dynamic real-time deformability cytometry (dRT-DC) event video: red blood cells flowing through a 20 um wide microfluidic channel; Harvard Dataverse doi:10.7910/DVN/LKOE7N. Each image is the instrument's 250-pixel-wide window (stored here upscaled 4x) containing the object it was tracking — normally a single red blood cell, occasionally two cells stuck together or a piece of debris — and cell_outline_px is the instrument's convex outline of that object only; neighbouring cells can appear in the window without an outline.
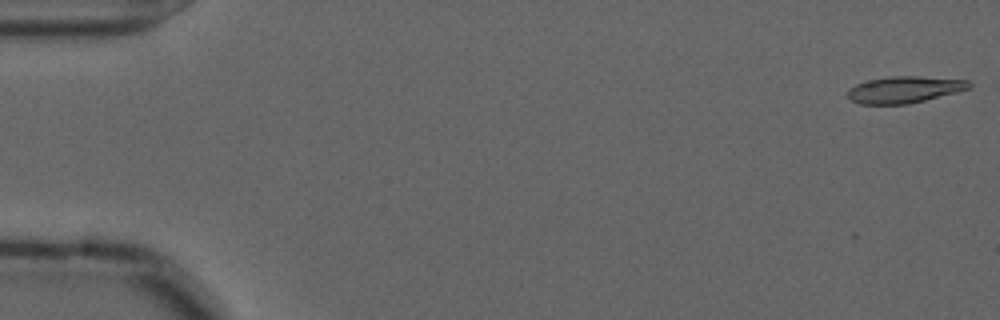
{"species": "common noctule bat (a hibernating species)", "species_latin": "Nyctalus noctula", "temperature_condition": "cold", "stored_images_in_passage": 56, "camera_frame_rate_fps": 3000, "um_per_image_px": 0.085, "animal": {"sex": "male", "forearm_length_mm": 52.5}, "frame": {"image": 1, "passage_image": 1, "time_ms": 0.0, "image_size_px": [1000, 320], "cell_outline_px": [[972, 84], [968, 88], [956, 92], [908, 104], [860, 104], [852, 100], [848, 96], [848, 88], [856, 84], [868, 80], [892, 76], [916, 76], [968, 80]], "centroid_in_image_um": [76.85, 7.61], "position_along_channel_um": 8.2, "area_um2": 18.61}}
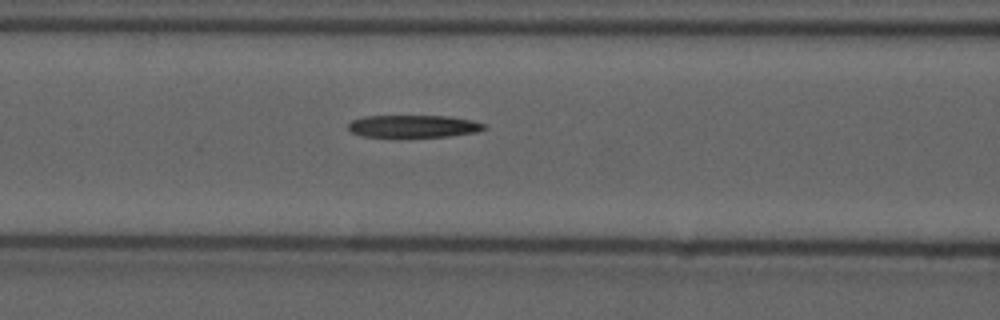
{"frame": {"image": 2, "passage_image": 23, "time_ms": 7.333, "image_size_px": [1000, 320], "cell_outline_px": [[488, 128], [476, 132], [448, 136], [400, 140], [360, 136], [352, 132], [348, 128], [348, 124], [352, 120], [364, 116], [448, 116], [472, 120], [484, 124]], "centroid_in_image_um": [35.09, 10.78], "position_along_channel_um": 131.5, "area_um2": 18.79}}
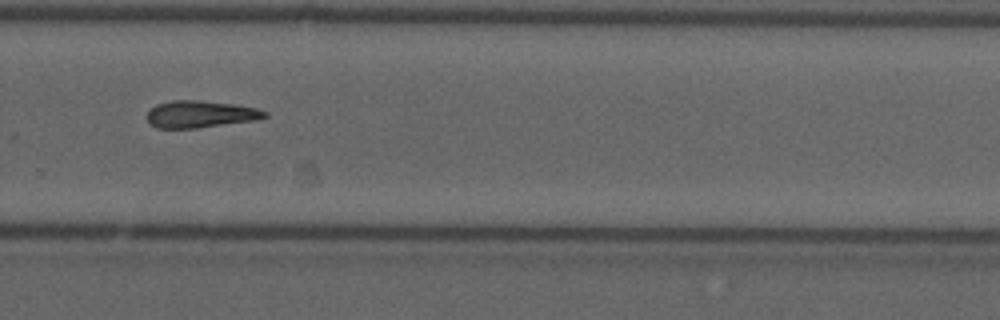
{"frame": {"image": 3, "passage_image": 38, "time_ms": 12.333, "image_size_px": [1000, 320], "cell_outline_px": [[268, 116], [256, 120], [196, 128], [156, 128], [148, 124], [148, 112], [156, 104], [172, 100], [200, 100], [232, 104], [256, 108], [268, 112]], "centroid_in_image_um": [17.02, 9.71], "position_along_channel_um": 312.8, "area_um2": 18.5}}